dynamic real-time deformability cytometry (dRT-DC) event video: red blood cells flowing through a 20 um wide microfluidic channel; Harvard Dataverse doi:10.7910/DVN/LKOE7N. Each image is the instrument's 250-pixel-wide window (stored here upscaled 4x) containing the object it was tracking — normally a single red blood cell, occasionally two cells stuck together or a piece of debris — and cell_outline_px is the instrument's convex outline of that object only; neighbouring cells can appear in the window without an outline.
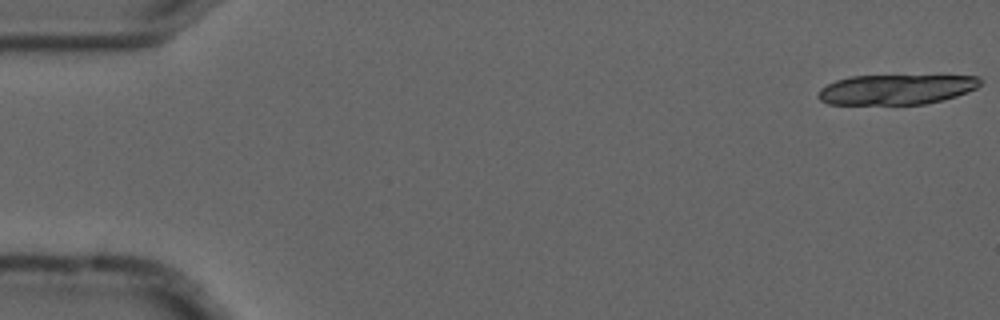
{"species": "common noctule bat (a hibernating species)", "species_latin": "Nyctalus noctula", "temperature_condition": "cold", "stored_images_in_passage": 3, "camera_frame_rate_fps": 3000, "um_per_image_px": 0.085, "animal": {"sex": "male", "forearm_length_mm": 52.5}, "frame": {"image": 1, "passage_image": 1, "time_ms": 0.0, "image_size_px": [1000, 320], "cell_outline_px": [[984, 80], [976, 88], [956, 96], [944, 100], [924, 104], [828, 104], [820, 100], [816, 96], [820, 88], [836, 80], [852, 76], [980, 76]], "centroid_in_image_um": [76.17, 7.6], "position_along_channel_um": 8.8, "area_um2": 28.32}}